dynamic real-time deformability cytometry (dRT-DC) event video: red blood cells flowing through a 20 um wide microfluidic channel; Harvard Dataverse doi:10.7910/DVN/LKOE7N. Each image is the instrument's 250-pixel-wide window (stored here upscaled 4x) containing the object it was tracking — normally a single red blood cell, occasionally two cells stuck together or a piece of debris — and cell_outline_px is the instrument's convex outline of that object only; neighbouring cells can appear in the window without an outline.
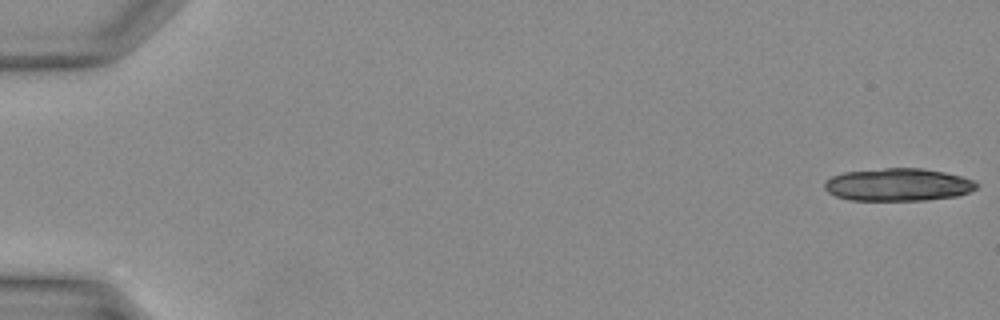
{"species": "Egyptian fruit bat (a non-hibernating species)", "species_latin": "Rousettus aegyptiacus", "temperature_condition": "warm", "stored_images_in_passage": 11, "camera_frame_rate_fps": 3000, "um_per_image_px": 0.085, "animal": {"sex": "female"}, "frame": {"image": 1, "passage_image": 1, "time_ms": 0.0, "image_size_px": [1000, 320], "cell_outline_px": [[980, 184], [976, 188], [968, 192], [956, 196], [924, 200], [852, 200], [836, 196], [828, 192], [824, 188], [824, 180], [832, 176], [844, 172], [884, 168], [920, 168], [944, 172], [976, 180]], "centroid_in_image_um": [76.33, 15.69], "position_along_channel_um": 8.7, "area_um2": 28.96}}